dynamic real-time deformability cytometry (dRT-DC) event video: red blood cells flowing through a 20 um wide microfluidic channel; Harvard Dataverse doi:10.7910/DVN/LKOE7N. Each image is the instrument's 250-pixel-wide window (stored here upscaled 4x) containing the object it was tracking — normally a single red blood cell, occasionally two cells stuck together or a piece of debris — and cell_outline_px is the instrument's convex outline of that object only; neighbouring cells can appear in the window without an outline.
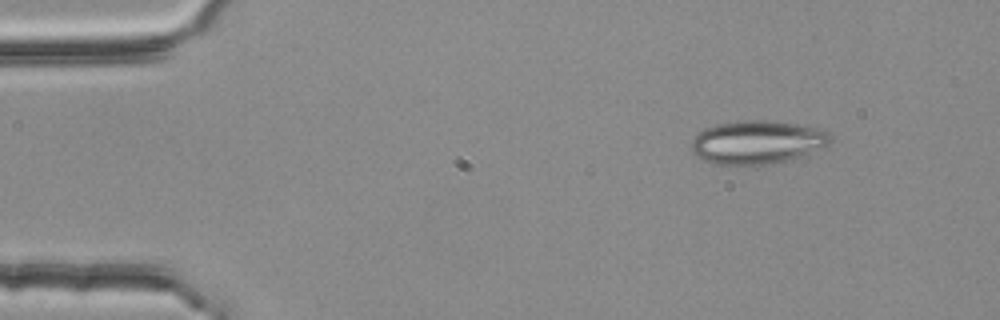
{"species": "common noctule bat (a hibernating species)", "species_latin": "Nyctalus noctula", "temperature_condition": "room temperature", "stored_images_in_passage": 48, "camera_frame_rate_fps": 3000, "um_per_image_px": 0.085, "animal": {"sex": "female", "body_mass_g": 25.1}, "frame": {"image": 1, "passage_image": 1, "time_ms": 0.0, "image_size_px": [1000, 320], "cell_outline_px": [[832, 140], [828, 144], [800, 156], [788, 160], [764, 164], [716, 164], [704, 160], [696, 156], [692, 152], [692, 140], [704, 128], [716, 124], [736, 120], [776, 120], [824, 128], [832, 132]], "centroid_in_image_um": [64.4, 12.05], "position_along_channel_um": 20.6, "area_um2": 35.37}}
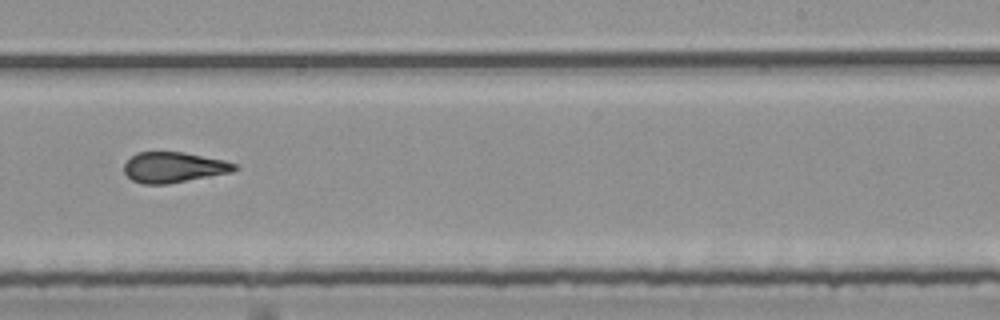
{"frame": {"image": 2, "passage_image": 28, "time_ms": 9.0, "image_size_px": [1000, 320], "cell_outline_px": [[240, 168], [232, 172], [168, 184], [144, 184], [132, 180], [124, 172], [124, 164], [136, 152], [184, 152], [224, 160], [236, 164]], "centroid_in_image_um": [14.78, 14.22], "position_along_channel_um": 274.2, "area_um2": 19.65}}
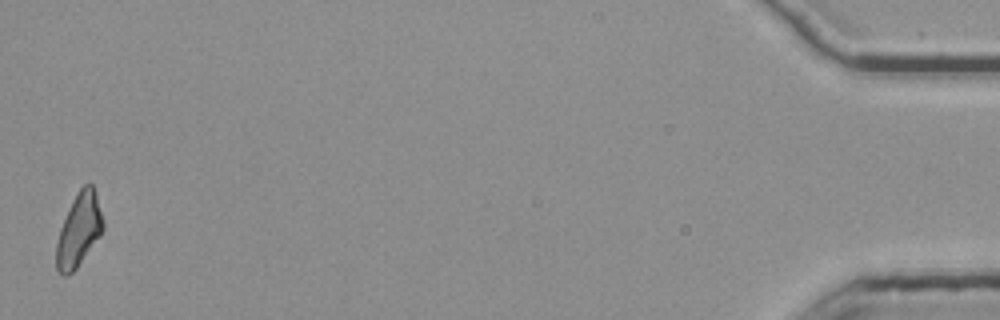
{"frame": {"image": 3, "passage_image": 48, "time_ms": 15.667, "image_size_px": [1000, 320], "cell_outline_px": [[104, 228], [100, 236], [76, 268], [72, 272], [64, 276], [56, 272], [56, 244], [60, 228], [72, 200], [76, 192], [84, 184], [92, 184], [104, 220]], "centroid_in_image_um": [6.7, 19.56], "position_along_channel_um": 428.5, "area_um2": 19.83}, "authors_computed_cell_mechanics": {"area_um2": 20.1722, "velocity_mm_per_s": 3.7827, "shape_relaxation_time_tau1_ms": null, "shape_relaxation_time_tau2_ms": 1.6477, "deformation_change_tau1": null, "deformation_change_tau2": 0.1121}}